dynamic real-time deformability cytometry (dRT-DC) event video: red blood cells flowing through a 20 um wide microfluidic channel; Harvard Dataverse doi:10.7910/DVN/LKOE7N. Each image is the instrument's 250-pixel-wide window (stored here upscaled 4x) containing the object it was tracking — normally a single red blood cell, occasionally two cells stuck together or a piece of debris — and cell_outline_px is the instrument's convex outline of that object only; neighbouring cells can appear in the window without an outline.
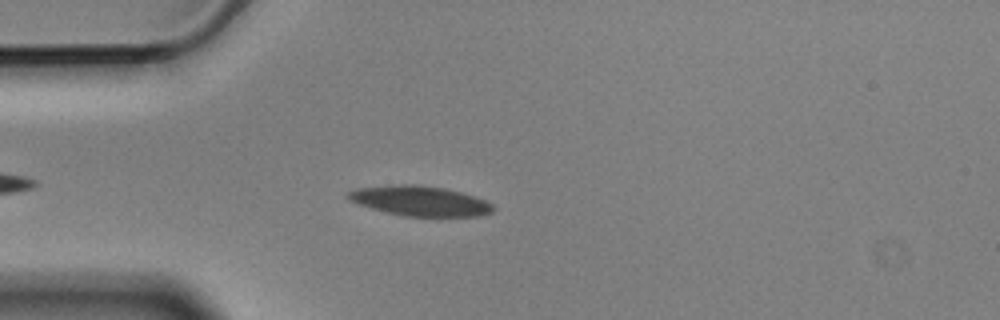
{"species": "Egyptian fruit bat (a non-hibernating species)", "species_latin": "Rousettus aegyptiacus", "temperature_condition": "cold", "stored_images_in_passage": 4, "camera_frame_rate_fps": 3000, "um_per_image_px": 0.085, "animal": {"sex": "male"}, "frame": {"image": 1, "passage_image": 4, "time_ms": 1.0, "image_size_px": [1000, 320], "cell_outline_px": [[496, 208], [492, 212], [476, 216], [404, 216], [372, 208], [360, 204], [352, 200], [348, 196], [348, 192], [356, 188], [396, 184], [416, 184], [444, 188], [476, 196], [492, 204]], "centroid_in_image_um": [35.74, 17.07], "position_along_channel_um": 49.3, "area_um2": 25.03}}